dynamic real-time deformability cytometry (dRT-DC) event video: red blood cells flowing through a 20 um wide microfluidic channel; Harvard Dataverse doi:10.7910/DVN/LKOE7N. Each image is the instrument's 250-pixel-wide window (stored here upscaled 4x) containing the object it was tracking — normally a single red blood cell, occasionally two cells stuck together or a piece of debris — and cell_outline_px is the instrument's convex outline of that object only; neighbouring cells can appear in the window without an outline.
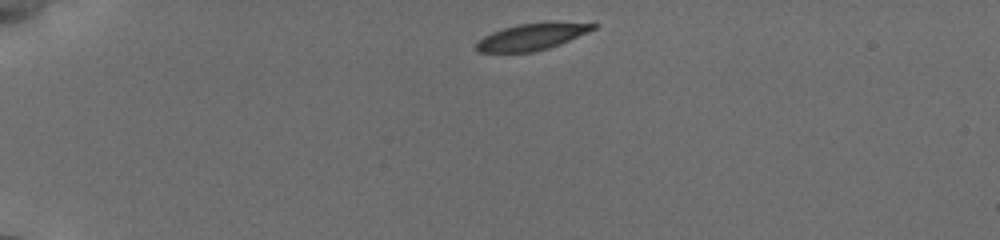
{"species": "common noctule bat (a hibernating species)", "species_latin": "Nyctalus noctula", "temperature_condition": "cold", "stored_images_in_passage": 60, "camera_frame_rate_fps": 3000, "um_per_image_px": 0.085, "animal": {"sex": "female", "body_mass_g": 19.5, "forearm_length_mm": 54.1}, "frame": {"image": 1, "passage_image": 1, "time_ms": 0.0, "image_size_px": [1000, 240], "cell_outline_px": [[596, 28], [588, 32], [560, 44], [536, 52], [480, 52], [476, 48], [476, 44], [484, 36], [492, 32], [504, 28], [520, 24], [548, 20], [596, 24]], "centroid_in_image_um": [45.25, 3.1], "position_along_channel_um": 39.7, "area_um2": 18.26}}
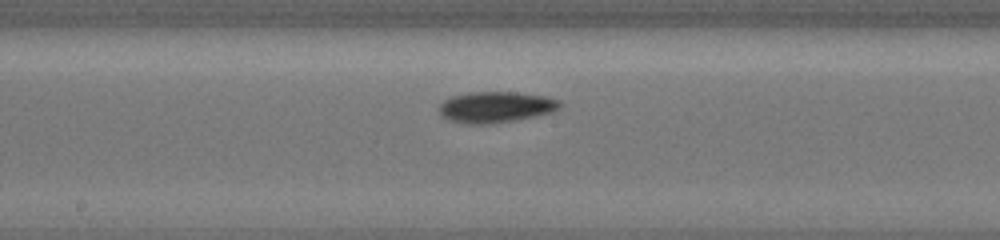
{"frame": {"image": 2, "passage_image": 26, "time_ms": 6.0, "image_size_px": [1000, 240], "cell_outline_px": [[564, 104], [560, 108], [552, 112], [536, 116], [512, 120], [484, 124], [468, 124], [448, 120], [440, 116], [436, 108], [444, 100], [452, 96], [468, 92], [516, 92], [544, 96], [560, 100]], "centroid_in_image_um": [42.11, 9.09], "position_along_channel_um": 206.1, "area_um2": 22.02}}
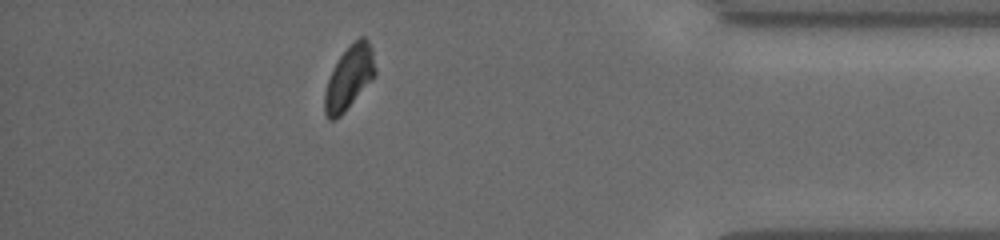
{"frame": {"image": 3, "passage_image": 52, "time_ms": 12.0, "image_size_px": [1000, 240], "cell_outline_px": [[376, 76], [344, 112], [340, 116], [332, 120], [328, 120], [324, 112], [324, 92], [328, 80], [340, 56], [360, 36], [364, 36], [368, 40], [372, 48], [376, 68]], "centroid_in_image_um": [29.7, 6.62], "position_along_channel_um": 405.5, "area_um2": 18.55}, "authors_computed_cell_mechanics": {"area_um2": 19.5942, "velocity_mm_per_s": 3.7985, "shape_relaxation_time_tau1_ms": 2.4146, "shape_relaxation_time_tau2_ms": 4.213, "deformation_change_tau1": 0.1008, "deformation_change_tau2": 0.0783}}